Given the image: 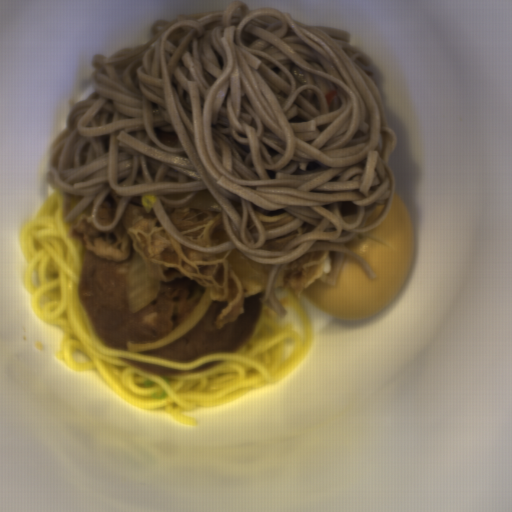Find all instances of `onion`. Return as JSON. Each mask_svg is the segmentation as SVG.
Here are the masks:
<instances>
[{"label":"onion","instance_id":"obj_4","mask_svg":"<svg viewBox=\"0 0 512 512\" xmlns=\"http://www.w3.org/2000/svg\"><path fill=\"white\" fill-rule=\"evenodd\" d=\"M186 206H193L221 213L223 210L221 205L218 203V201L214 198V196L210 193L208 189L198 191L197 194Z\"/></svg>","mask_w":512,"mask_h":512},{"label":"onion","instance_id":"obj_5","mask_svg":"<svg viewBox=\"0 0 512 512\" xmlns=\"http://www.w3.org/2000/svg\"><path fill=\"white\" fill-rule=\"evenodd\" d=\"M284 277H285V264H281L279 269H278L276 278H275V280L273 282V289L277 288V287H280V286H283Z\"/></svg>","mask_w":512,"mask_h":512},{"label":"onion","instance_id":"obj_3","mask_svg":"<svg viewBox=\"0 0 512 512\" xmlns=\"http://www.w3.org/2000/svg\"><path fill=\"white\" fill-rule=\"evenodd\" d=\"M229 265L234 275L266 286L269 275L274 267V265H266L253 261L236 247L230 248Z\"/></svg>","mask_w":512,"mask_h":512},{"label":"onion","instance_id":"obj_1","mask_svg":"<svg viewBox=\"0 0 512 512\" xmlns=\"http://www.w3.org/2000/svg\"><path fill=\"white\" fill-rule=\"evenodd\" d=\"M128 311L136 313L159 296V284L150 278L138 252H134L126 274Z\"/></svg>","mask_w":512,"mask_h":512},{"label":"onion","instance_id":"obj_2","mask_svg":"<svg viewBox=\"0 0 512 512\" xmlns=\"http://www.w3.org/2000/svg\"><path fill=\"white\" fill-rule=\"evenodd\" d=\"M211 292L207 289L204 291L201 296L199 302L194 308L193 312L186 317L177 327H175L171 332L159 338L156 341L147 342V343H134L132 341L127 342L126 348L129 352H143L150 349L158 348L161 346H165L174 340L184 336L188 331H190L199 320L205 315L207 309L209 308L211 302Z\"/></svg>","mask_w":512,"mask_h":512}]
</instances>
